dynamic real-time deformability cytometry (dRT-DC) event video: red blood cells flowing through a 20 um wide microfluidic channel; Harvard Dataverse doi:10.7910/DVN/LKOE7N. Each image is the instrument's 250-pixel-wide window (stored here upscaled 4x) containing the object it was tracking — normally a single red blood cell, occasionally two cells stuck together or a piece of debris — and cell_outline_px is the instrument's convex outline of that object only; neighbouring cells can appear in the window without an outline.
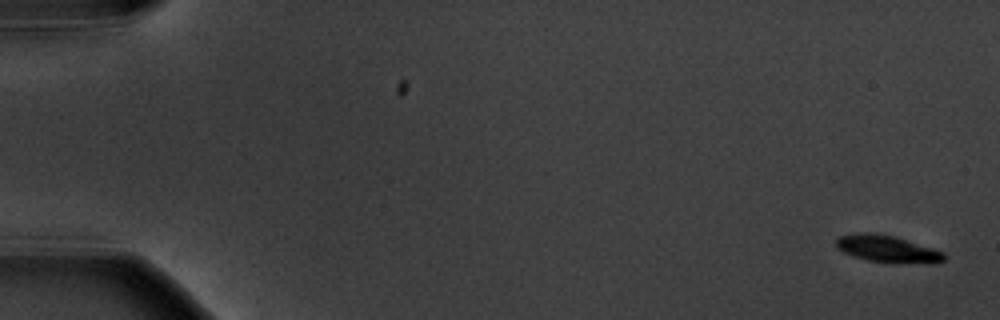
{"species": "common noctule bat (a hibernating species)", "species_latin": "Nyctalus noctula", "temperature_condition": "warm", "stored_images_in_passage": 7, "camera_frame_rate_fps": 3000, "um_per_image_px": 0.085, "animal": {"sex": "male", "body_mass_g": 20.1, "forearm_length_mm": 53.5}, "frame": {"image": 1, "passage_image": 1, "time_ms": 0.0, "image_size_px": [1000, 320], "cell_outline_px": [[944, 260], [936, 264], [896, 264], [868, 260], [852, 256], [836, 248], [836, 240], [840, 236], [856, 232], [872, 232], [896, 236], [944, 252]], "centroid_in_image_um": [75.45, 21.17], "position_along_channel_um": 9.6, "area_um2": 17.46}}
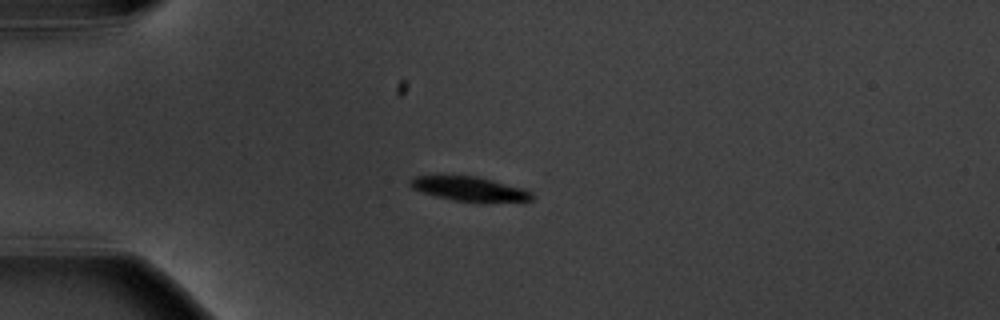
{"frame": {"image": 2, "passage_image": 5, "time_ms": 4.667, "image_size_px": [1000, 320], "cell_outline_px": [[536, 196], [532, 200], [484, 204], [452, 200], [436, 196], [412, 188], [408, 184], [408, 180], [412, 176], [476, 176], [492, 180], [520, 188], [532, 192]], "centroid_in_image_um": [39.93, 16.09], "position_along_channel_um": 45.1, "area_um2": 17.63}}